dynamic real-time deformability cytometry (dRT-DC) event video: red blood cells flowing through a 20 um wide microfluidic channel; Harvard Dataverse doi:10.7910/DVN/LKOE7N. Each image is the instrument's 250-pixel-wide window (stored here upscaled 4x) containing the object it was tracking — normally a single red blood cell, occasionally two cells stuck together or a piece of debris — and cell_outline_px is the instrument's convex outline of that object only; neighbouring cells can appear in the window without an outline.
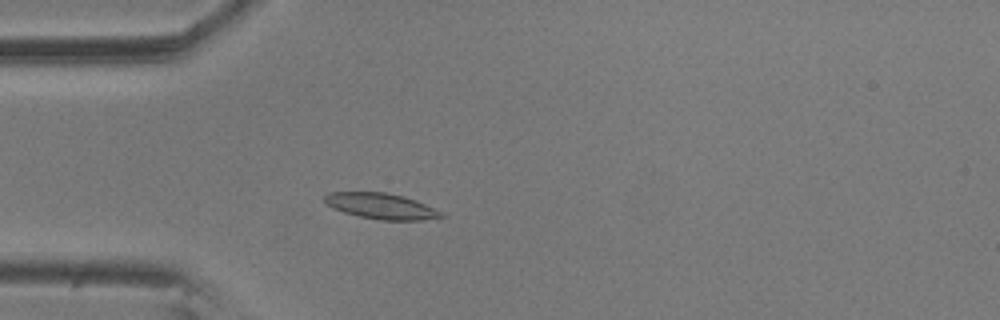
{"species": "common noctule bat (a hibernating species)", "species_latin": "Nyctalus noctula", "temperature_condition": "room temperature", "stored_images_in_passage": 55, "camera_frame_rate_fps": 3000, "um_per_image_px": 0.085, "animal": {"sex": "male", "body_mass_g": 20.5, "forearm_length_mm": 52.5}, "frame": {"image": 1, "passage_image": 14, "time_ms": 4.333, "image_size_px": [1000, 320], "cell_outline_px": [[448, 216], [420, 220], [380, 220], [360, 216], [344, 212], [332, 208], [324, 200], [324, 196], [328, 192], [384, 192], [404, 196], [416, 200]], "centroid_in_image_um": [32.38, 17.51], "position_along_channel_um": 52.6, "area_um2": 17.34}}
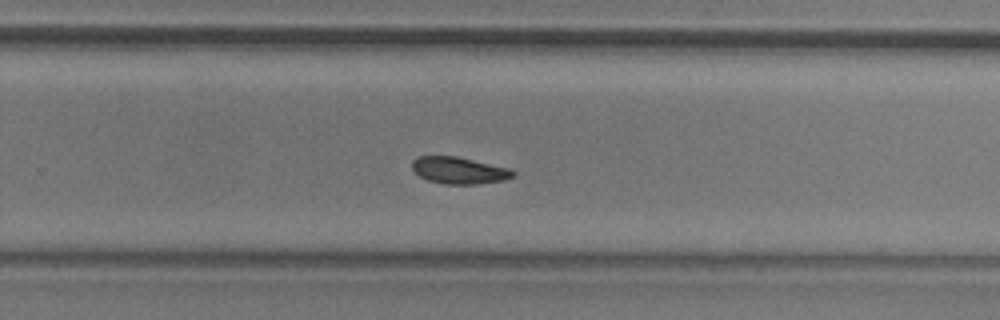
{"frame": {"image": 2, "passage_image": 35, "time_ms": 11.333, "image_size_px": [1000, 320], "cell_outline_px": [[516, 176], [504, 180], [476, 184], [444, 184], [428, 180], [420, 176], [412, 168], [412, 160], [420, 156], [456, 156], [512, 168], [516, 172]], "centroid_in_image_um": [39.08, 14.48], "position_along_channel_um": 290.7, "area_um2": 15.9}}
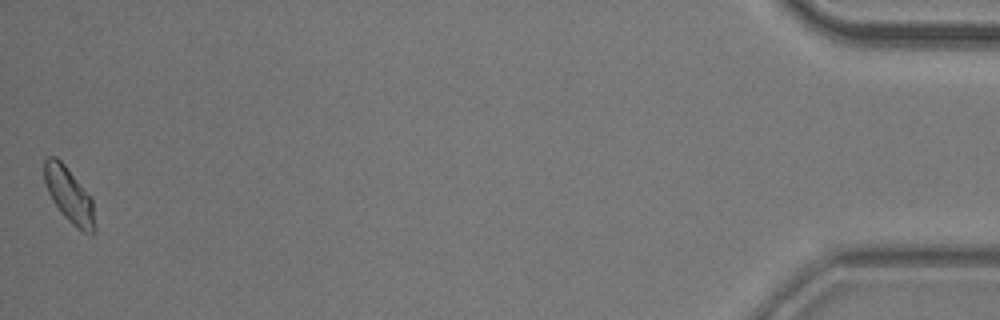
{"frame": {"image": 3, "passage_image": 55, "time_ms": 18.0, "image_size_px": [1000, 320], "cell_outline_px": [[96, 228], [92, 236], [76, 228], [60, 212], [52, 200], [48, 192], [44, 180], [44, 156], [56, 156], [64, 164], [92, 196]], "centroid_in_image_um": [5.9, 16.59], "position_along_channel_um": 429.3, "area_um2": 16.59}, "authors_computed_cell_mechanics": {"area_um2": 16.3574, "velocity_mm_per_s": 3.5116, "shape_relaxation_time_tau1_ms": 5.4832, "shape_relaxation_time_tau2_ms": 9.4674, "deformation_change_tau1": 0.0983, "deformation_change_tau2": 0.1132}}